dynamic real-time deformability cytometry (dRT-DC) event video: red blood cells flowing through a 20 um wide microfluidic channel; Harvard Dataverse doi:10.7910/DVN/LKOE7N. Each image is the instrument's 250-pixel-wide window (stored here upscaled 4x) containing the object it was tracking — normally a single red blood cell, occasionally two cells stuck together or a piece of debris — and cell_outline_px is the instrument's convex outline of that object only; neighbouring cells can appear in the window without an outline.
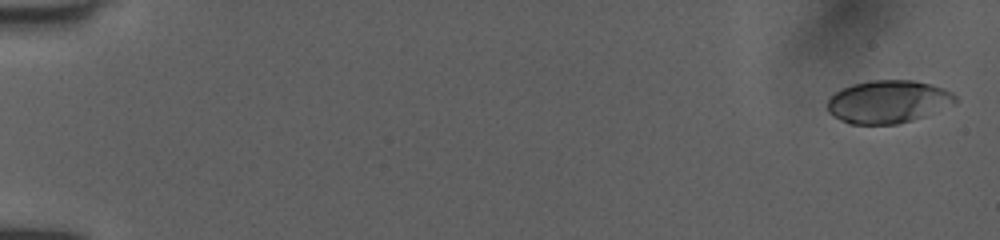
{"species": "human", "species_latin": "Homo sapiens", "temperature_condition": "room temperature", "stored_images_in_passage": 13, "camera_frame_rate_fps": 3000, "um_per_image_px": 0.085, "donor": {"sex": "female"}, "frame": {"image": 1, "passage_image": 1, "time_ms": 0.0, "image_size_px": [1000, 240], "cell_outline_px": [[956, 104], [924, 116], [912, 120], [896, 124], [848, 124], [832, 116], [828, 112], [828, 100], [836, 92], [852, 84], [872, 80], [912, 80], [944, 88], [952, 92], [956, 96]], "centroid_in_image_um": [75.5, 8.65], "position_along_channel_um": 9.5, "area_um2": 31.91}}